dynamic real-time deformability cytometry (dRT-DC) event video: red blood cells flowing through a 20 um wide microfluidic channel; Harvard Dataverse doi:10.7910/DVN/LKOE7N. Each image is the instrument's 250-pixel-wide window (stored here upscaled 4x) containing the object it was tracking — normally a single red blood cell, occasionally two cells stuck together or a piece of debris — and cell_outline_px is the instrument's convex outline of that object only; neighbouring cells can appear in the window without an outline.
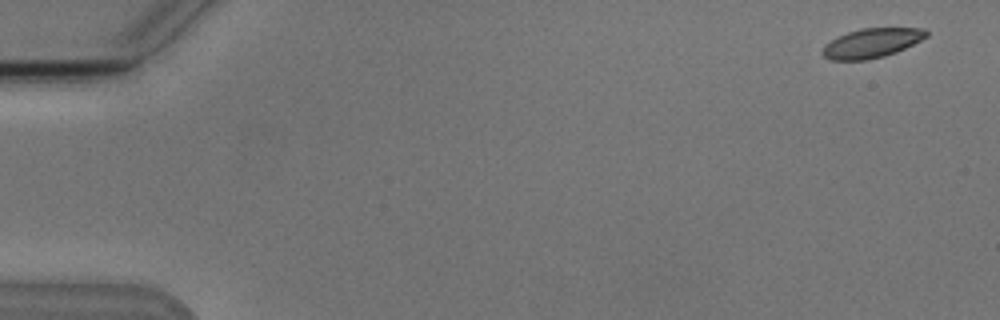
{"species": "Egyptian fruit bat (a non-hibernating species)", "species_latin": "Rousettus aegyptiacus", "temperature_condition": "cold", "stored_images_in_passage": 3, "camera_frame_rate_fps": 3000, "um_per_image_px": 0.085, "animal": {"sex": "male"}, "frame": {"image": 1, "passage_image": 1, "time_ms": 0.0, "image_size_px": [1000, 320], "cell_outline_px": [[928, 36], [896, 52], [884, 56], [868, 60], [832, 60], [824, 56], [824, 44], [848, 32], [860, 28], [924, 28], [928, 32]], "centroid_in_image_um": [74.12, 3.66], "position_along_channel_um": 10.9, "area_um2": 17.51}}